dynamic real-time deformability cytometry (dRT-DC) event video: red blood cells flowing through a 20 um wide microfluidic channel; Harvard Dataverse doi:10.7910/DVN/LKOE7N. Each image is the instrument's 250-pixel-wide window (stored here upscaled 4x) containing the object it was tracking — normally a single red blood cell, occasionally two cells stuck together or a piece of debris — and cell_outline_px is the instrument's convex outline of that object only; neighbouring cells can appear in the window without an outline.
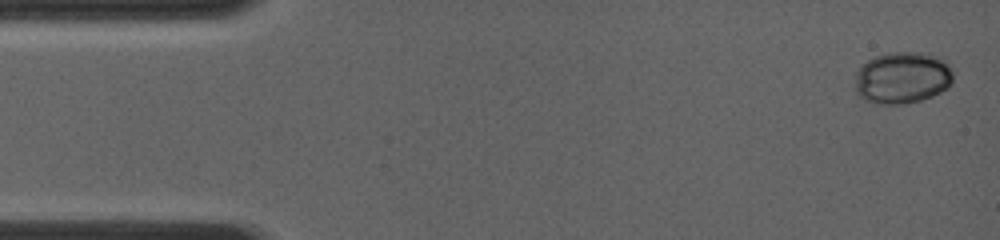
{"species": "common noctule bat (a hibernating species)", "species_latin": "Nyctalus noctula", "temperature_condition": "room temperature", "stored_images_in_passage": 39, "camera_frame_rate_fps": 4000, "um_per_image_px": 0.085, "animal": {"sex": "female", "body_mass_g": 19.0, "forearm_length_mm": 56.7}, "frame": {"image": 1, "passage_image": 1, "time_ms": 0.0, "image_size_px": [1000, 240], "cell_outline_px": [[952, 80], [940, 92], [932, 96], [920, 100], [900, 104], [876, 104], [864, 100], [856, 92], [856, 72], [868, 60], [876, 56], [888, 52], [928, 52], [940, 56], [948, 64], [952, 72]], "centroid_in_image_um": [76.69, 6.59], "position_along_channel_um": 8.3, "area_um2": 29.65}}
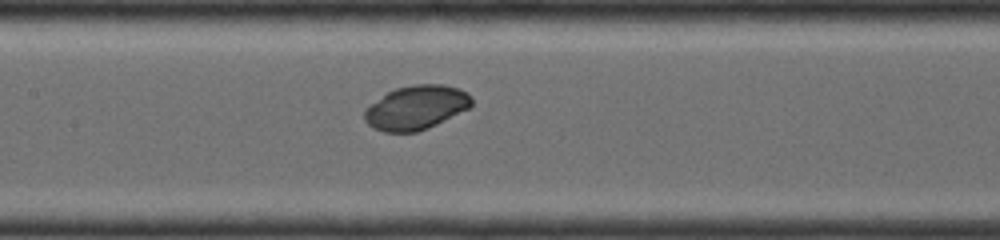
{"frame": {"image": 2, "passage_image": 21, "time_ms": 6.5, "image_size_px": [1000, 240], "cell_outline_px": [[472, 104], [468, 108], [428, 128], [416, 132], [384, 132], [372, 128], [364, 120], [364, 112], [372, 104], [388, 92], [396, 88], [412, 84], [444, 84], [460, 88], [468, 92], [472, 96]], "centroid_in_image_um": [35.39, 9.13], "position_along_channel_um": 172.0, "area_um2": 27.4}}
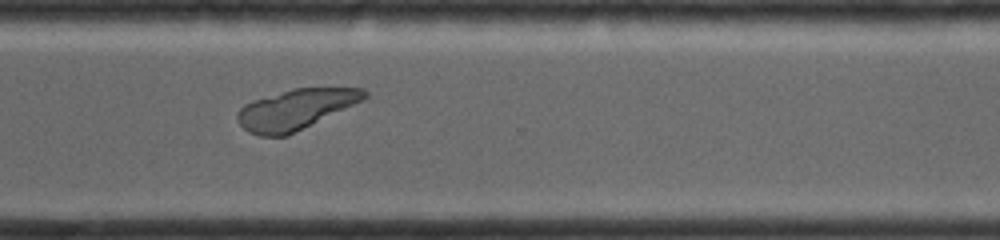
{"frame": {"image": 3, "passage_image": 34, "time_ms": 10.5, "image_size_px": [1000, 240], "cell_outline_px": [[368, 96], [288, 136], [260, 136], [248, 132], [240, 124], [236, 116], [240, 108], [244, 104], [252, 100], [292, 88], [364, 88], [368, 92]], "centroid_in_image_um": [25.06, 9.29], "position_along_channel_um": 345.5, "area_um2": 29.3}}